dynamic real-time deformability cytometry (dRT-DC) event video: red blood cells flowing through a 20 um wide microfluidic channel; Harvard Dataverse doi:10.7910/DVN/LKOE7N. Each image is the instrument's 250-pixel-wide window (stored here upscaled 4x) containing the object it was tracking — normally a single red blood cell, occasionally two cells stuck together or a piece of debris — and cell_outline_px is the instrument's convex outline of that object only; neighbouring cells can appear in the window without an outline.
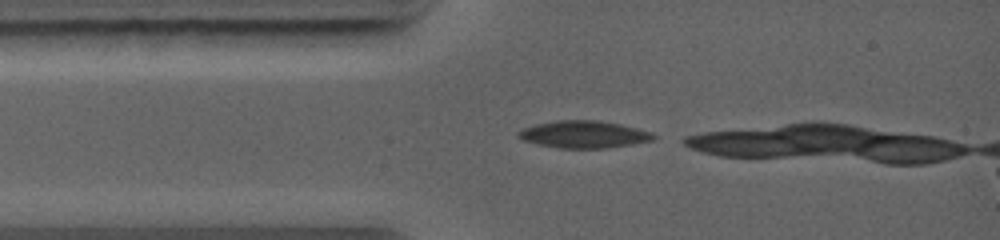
{"species": "common noctule bat (a hibernating species)", "species_latin": "Nyctalus noctula", "temperature_condition": "warm", "stored_images_in_passage": 8, "camera_frame_rate_fps": 5000, "um_per_image_px": 0.085, "animal": {"sex": "female", "body_mass_g": 19.0, "forearm_length_mm": 56.7}, "frame": {"image": 1, "passage_image": 1, "time_ms": 0.0, "image_size_px": [1000, 240], "cell_outline_px": [[656, 136], [652, 140], [632, 144], [608, 148], [560, 148], [536, 144], [524, 140], [516, 136], [516, 132], [524, 128], [536, 124], [556, 120], [600, 120], [620, 124], [652, 132]], "centroid_in_image_um": [49.6, 11.42], "position_along_channel_um": 35.4, "area_um2": 21.44}}
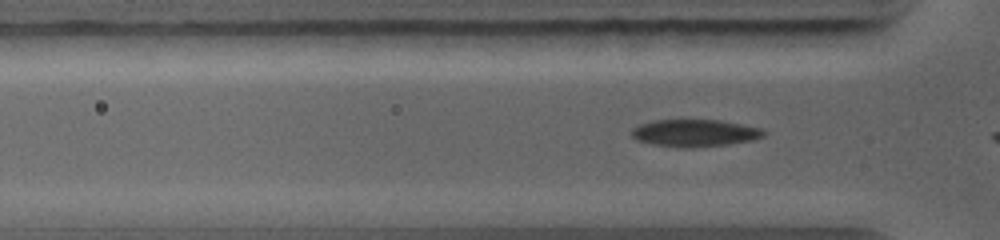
{"frame": {"image": 2, "passage_image": 5, "time_ms": 0.8, "image_size_px": [1000, 240], "cell_outline_px": [[768, 132], [764, 136], [752, 140], [728, 144], [692, 148], [680, 148], [652, 144], [636, 140], [632, 136], [632, 128], [640, 124], [652, 120], [720, 120], [764, 128]], "centroid_in_image_um": [59.08, 11.31], "position_along_channel_um": 66.7, "area_um2": 21.21}}